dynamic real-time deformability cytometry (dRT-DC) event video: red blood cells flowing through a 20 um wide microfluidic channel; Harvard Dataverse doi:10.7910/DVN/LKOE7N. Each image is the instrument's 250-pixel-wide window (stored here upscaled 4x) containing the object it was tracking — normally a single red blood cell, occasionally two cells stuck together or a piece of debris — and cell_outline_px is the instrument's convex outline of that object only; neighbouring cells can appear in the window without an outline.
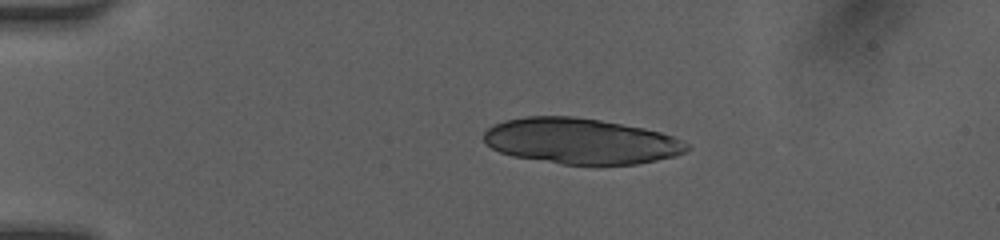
{"species": "human", "species_latin": "Homo sapiens", "temperature_condition": "room temperature", "stored_images_in_passage": 25, "camera_frame_rate_fps": 3000, "um_per_image_px": 0.085, "donor": {"sex": "female"}, "frame": {"image": 1, "passage_image": 1, "time_ms": 0.0, "image_size_px": [1000, 240], "cell_outline_px": [[692, 144], [684, 152], [676, 156], [636, 164], [564, 164], [512, 156], [500, 152], [492, 148], [484, 140], [484, 132], [492, 124], [504, 120], [524, 116], [572, 116], [600, 120], [644, 128], [660, 132], [672, 136]], "centroid_in_image_um": [49.36, 11.98], "position_along_channel_um": 35.6, "area_um2": 54.04}}
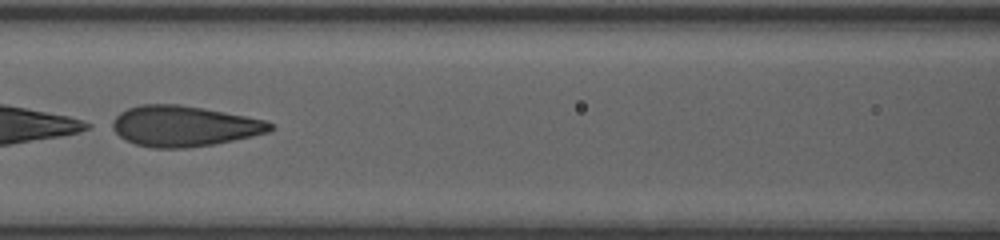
{"frame": {"image": 2, "passage_image": 14, "time_ms": 4.333, "image_size_px": [1000, 240], "cell_outline_px": [[276, 128], [268, 132], [252, 136], [212, 144], [184, 148], [152, 148], [136, 144], [124, 140], [104, 124], [120, 112], [128, 108], [140, 104], [180, 104], [204, 108], [264, 120], [276, 124]], "centroid_in_image_um": [15.54, 10.71], "position_along_channel_um": 151.1, "area_um2": 37.86}}
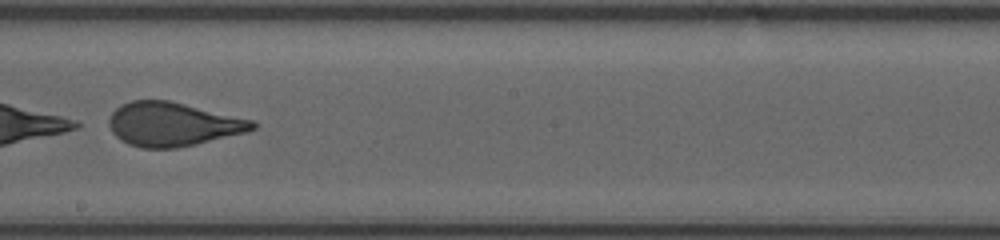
{"frame": {"image": 3, "passage_image": 20, "time_ms": 6.333, "image_size_px": [1000, 240], "cell_outline_px": [[256, 128], [244, 132], [176, 148], [140, 148], [128, 144], [120, 140], [112, 132], [108, 124], [108, 120], [112, 112], [120, 104], [132, 100], [168, 100], [256, 120]], "centroid_in_image_um": [14.65, 10.55], "position_along_channel_um": 233.6, "area_um2": 36.59}}